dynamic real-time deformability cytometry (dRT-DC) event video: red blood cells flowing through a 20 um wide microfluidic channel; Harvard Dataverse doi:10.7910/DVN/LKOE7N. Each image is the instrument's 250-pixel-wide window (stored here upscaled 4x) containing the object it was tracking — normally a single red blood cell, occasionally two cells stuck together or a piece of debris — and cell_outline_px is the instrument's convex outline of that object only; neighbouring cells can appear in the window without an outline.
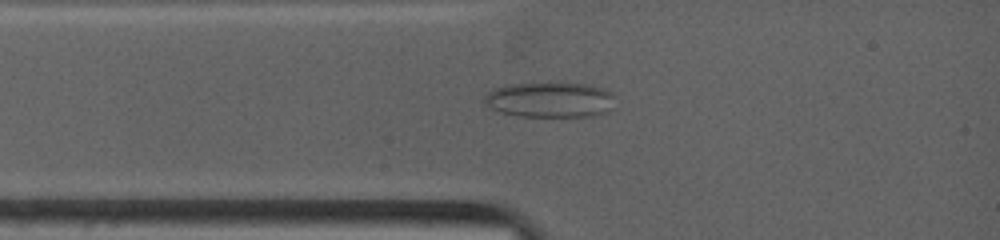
{"species": "common noctule bat (a hibernating species)", "species_latin": "Nyctalus noctula", "temperature_condition": "warm", "stored_images_in_passage": 5, "camera_frame_rate_fps": 4500, "um_per_image_px": 0.085, "animal": {"sex": "female", "body_mass_g": 19.0, "forearm_length_mm": 53.3}, "frame": {"image": 1, "passage_image": 2, "time_ms": 0.667, "image_size_px": [1000, 240], "cell_outline_px": [[612, 96], [608, 112], [588, 116], [520, 116], [500, 112], [488, 108], [484, 100], [484, 96], [492, 88], [504, 84], [548, 80], [588, 84], [604, 88], [612, 92]], "centroid_in_image_um": [46.66, 8.42], "position_along_channel_um": 38.3, "area_um2": 27.8}}
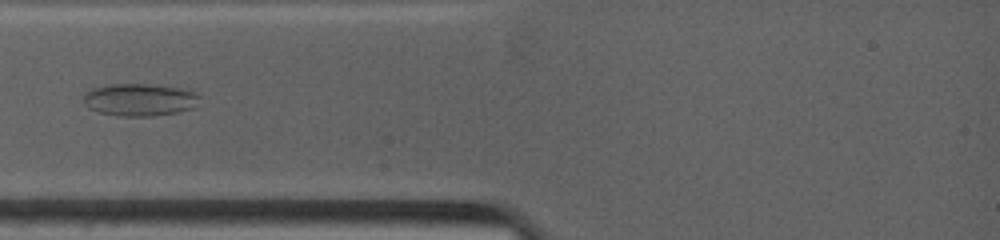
{"frame": {"image": 2, "passage_image": 4, "time_ms": 1.556, "image_size_px": [1000, 240], "cell_outline_px": [[200, 96], [192, 108], [176, 112], [152, 116], [120, 116], [100, 112], [88, 108], [84, 104], [84, 92], [92, 88], [108, 84], [156, 84], [180, 88], [192, 92]], "centroid_in_image_um": [11.81, 8.46], "position_along_channel_um": 73.2, "area_um2": 21.85}}